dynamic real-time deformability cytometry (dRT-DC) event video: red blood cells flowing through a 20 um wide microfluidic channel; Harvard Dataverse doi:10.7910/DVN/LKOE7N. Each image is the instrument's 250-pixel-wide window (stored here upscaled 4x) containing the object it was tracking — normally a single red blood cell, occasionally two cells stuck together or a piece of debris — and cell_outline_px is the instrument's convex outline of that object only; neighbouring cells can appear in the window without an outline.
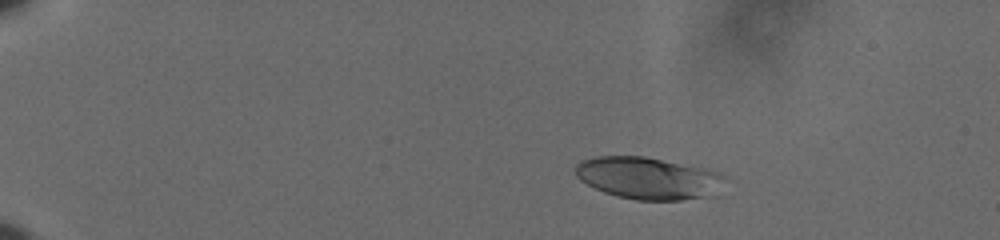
{"species": "human", "species_latin": "Homo sapiens", "temperature_condition": "cold", "stored_images_in_passage": 60, "camera_frame_rate_fps": 3000, "um_per_image_px": 0.085, "donor": {"sex": "male"}, "frame": {"image": 1, "passage_image": 12, "time_ms": 3.667, "image_size_px": [1000, 240], "cell_outline_px": [[728, 180], [720, 196], [680, 200], [636, 200], [616, 196], [604, 192], [580, 180], [576, 176], [576, 164], [584, 160], [596, 156], [644, 156], [704, 168], [720, 172]], "centroid_in_image_um": [55.23, 15.16], "position_along_channel_um": 29.8, "area_um2": 37.28}}
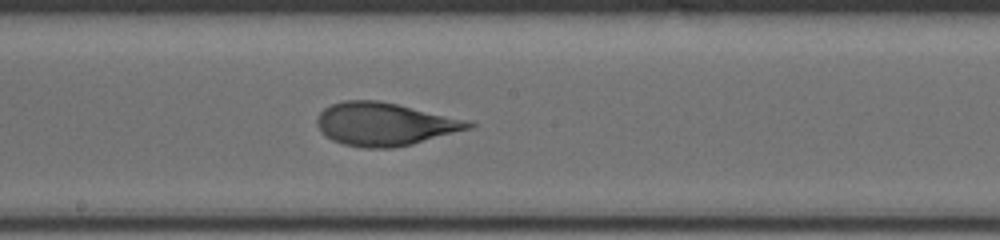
{"frame": {"image": 2, "passage_image": 36, "time_ms": 11.667, "image_size_px": [1000, 240], "cell_outline_px": [[476, 124], [472, 128], [412, 144], [392, 148], [364, 148], [344, 144], [332, 140], [324, 136], [320, 132], [316, 124], [316, 116], [324, 108], [332, 104], [344, 100], [376, 100], [396, 104]], "centroid_in_image_um": [32.57, 10.56], "position_along_channel_um": 215.6, "area_um2": 37.4}}
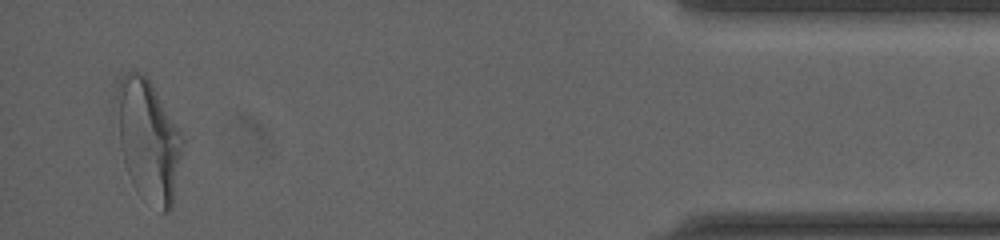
{"frame": {"image": 3, "passage_image": 58, "time_ms": 19.0, "image_size_px": [1000, 240], "cell_outline_px": [[184, 144], [172, 208], [168, 212], [160, 212], [128, 172], [124, 164], [120, 148], [116, 88], [120, 80], [128, 72], [144, 72], [148, 76], [184, 136]], "centroid_in_image_um": [12.66, 11.83], "position_along_channel_um": 422.5, "area_um2": 45.89}, "authors_computed_cell_mechanics": {"area_um2": 37.1943, "velocity_mm_per_s": 3.6224, "shape_relaxation_time_tau1_ms": 4.9298, "shape_relaxation_time_tau2_ms": 0.8769, "deformation_change_tau1": 0.1829, "deformation_change_tau2": 0.0804}}